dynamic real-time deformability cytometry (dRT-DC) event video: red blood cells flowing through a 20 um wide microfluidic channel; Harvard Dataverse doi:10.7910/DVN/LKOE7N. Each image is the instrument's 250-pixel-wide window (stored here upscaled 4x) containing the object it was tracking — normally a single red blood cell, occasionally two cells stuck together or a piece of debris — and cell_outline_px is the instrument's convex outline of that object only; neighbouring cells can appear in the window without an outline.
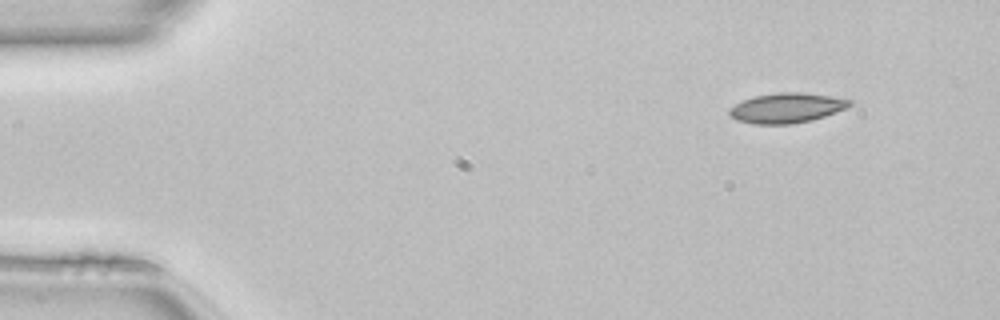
{"species": "common noctule bat (a hibernating species)", "species_latin": "Nyctalus noctula", "temperature_condition": "room temperature", "stored_images_in_passage": 45, "camera_frame_rate_fps": 3000, "um_per_image_px": 0.085, "animal": {"sex": "female", "body_mass_g": 22.7, "forearm_length_mm": 54.2}, "frame": {"image": 1, "passage_image": 1, "time_ms": 0.0, "image_size_px": [1000, 320], "cell_outline_px": [[852, 104], [848, 108], [812, 120], [792, 124], [752, 124], [736, 120], [728, 112], [728, 108], [744, 100], [756, 96], [780, 92], [800, 92], [832, 96], [852, 100]], "centroid_in_image_um": [66.89, 9.18], "position_along_channel_um": 18.1, "area_um2": 20.98}}
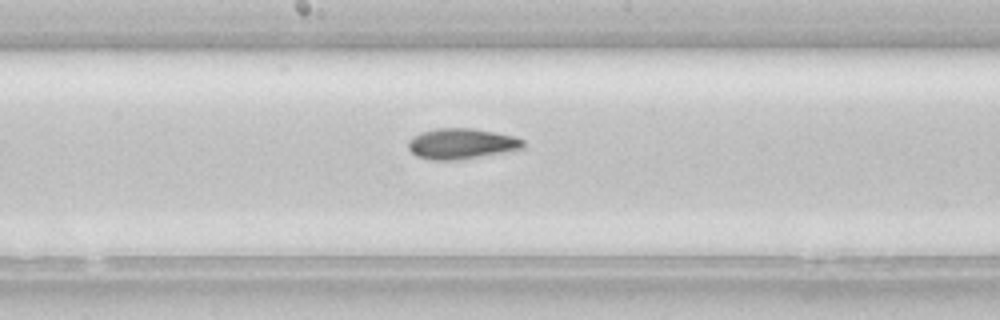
{"frame": {"image": 2, "passage_image": 22, "time_ms": 7.0, "image_size_px": [1000, 320], "cell_outline_px": [[524, 148], [456, 160], [432, 160], [416, 156], [408, 148], [408, 140], [412, 136], [420, 132], [436, 128], [472, 128], [516, 136], [524, 140]], "centroid_in_image_um": [39.19, 12.2], "position_along_channel_um": 209.0, "area_um2": 20.46}}
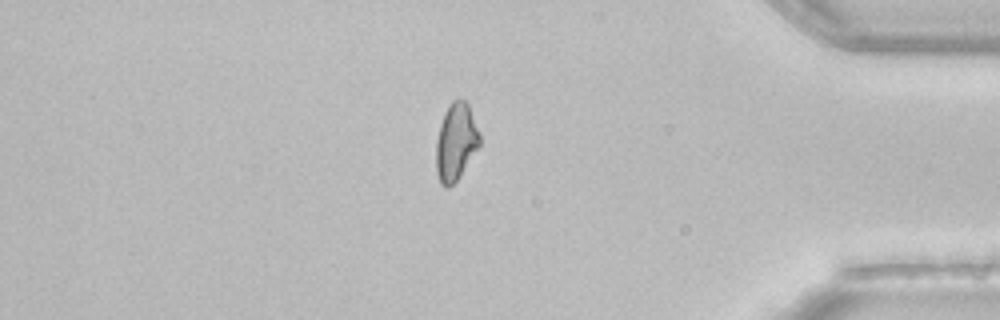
{"frame": {"image": 3, "passage_image": 38, "time_ms": 12.333, "image_size_px": [1000, 320], "cell_outline_px": [[480, 144], [460, 176], [448, 188], [444, 188], [440, 184], [436, 172], [436, 140], [440, 124], [444, 112], [448, 104], [452, 100], [464, 100], [468, 104], [480, 136]], "centroid_in_image_um": [38.72, 12.08], "position_along_channel_um": 396.5, "area_um2": 19.54}}